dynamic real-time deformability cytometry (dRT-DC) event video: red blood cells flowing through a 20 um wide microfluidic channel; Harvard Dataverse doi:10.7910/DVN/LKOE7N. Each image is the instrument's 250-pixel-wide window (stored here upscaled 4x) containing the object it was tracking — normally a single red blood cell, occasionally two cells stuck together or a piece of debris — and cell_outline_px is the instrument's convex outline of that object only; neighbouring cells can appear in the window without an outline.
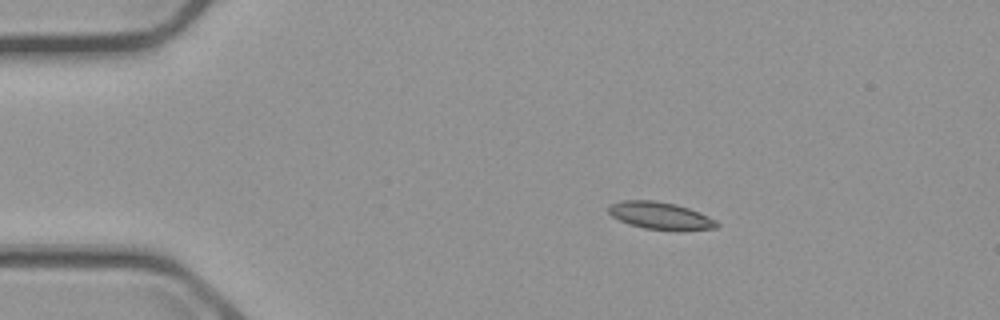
{"species": "common noctule bat (a hibernating species)", "species_latin": "Nyctalus noctula", "temperature_condition": "cold", "stored_images_in_passage": 3, "camera_frame_rate_fps": 3000, "um_per_image_px": 0.085, "animal": {"sex": "male", "body_mass_g": 23.1, "forearm_length_mm": 52.7}, "frame": {"image": 1, "passage_image": 1, "time_ms": 0.0, "image_size_px": [1000, 320], "cell_outline_px": [[720, 224], [716, 228], [644, 228], [628, 224], [612, 216], [608, 212], [608, 208], [612, 204], [624, 200], [652, 200], [676, 204], [700, 212], [716, 220]], "centroid_in_image_um": [56.08, 18.29], "position_along_channel_um": 28.9, "area_um2": 16.47}}